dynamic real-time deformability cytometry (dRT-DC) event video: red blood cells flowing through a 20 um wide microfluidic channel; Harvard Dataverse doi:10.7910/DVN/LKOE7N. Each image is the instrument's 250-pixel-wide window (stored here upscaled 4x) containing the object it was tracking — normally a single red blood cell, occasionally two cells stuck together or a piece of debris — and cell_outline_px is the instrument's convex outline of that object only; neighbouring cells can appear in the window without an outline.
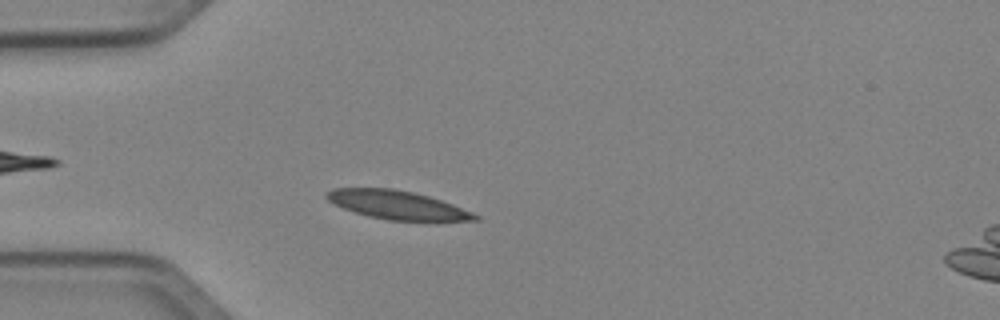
{"species": "Egyptian fruit bat (a non-hibernating species)", "species_latin": "Rousettus aegyptiacus", "temperature_condition": "cold", "stored_images_in_passage": 46, "camera_frame_rate_fps": 3000, "um_per_image_px": 0.085, "animal": {"sex": "female"}, "frame": {"image": 1, "passage_image": 10, "time_ms": 3.0, "image_size_px": [1000, 320], "cell_outline_px": [[480, 220], [436, 224], [388, 220], [368, 216], [344, 208], [328, 200], [324, 196], [324, 192], [332, 188], [392, 188], [412, 192], [428, 196], [452, 204], [472, 212], [480, 216]], "centroid_in_image_um": [33.89, 17.48], "position_along_channel_um": 51.1, "area_um2": 25.66}}
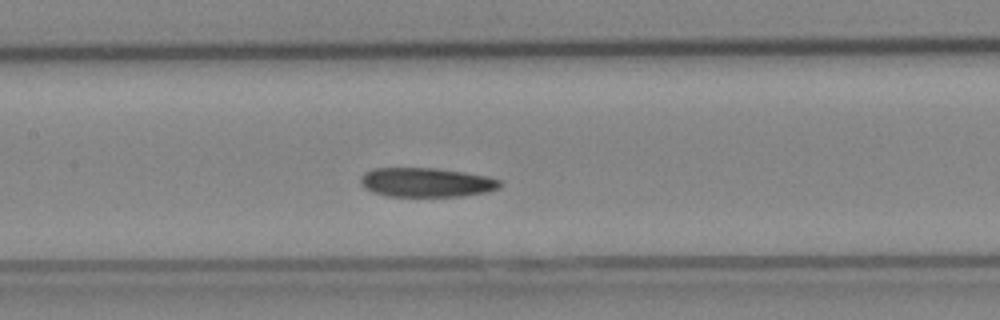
{"frame": {"image": 2, "passage_image": 20, "time_ms": 6.333, "image_size_px": [1000, 320], "cell_outline_px": [[504, 184], [500, 188], [488, 192], [464, 196], [388, 196], [364, 188], [360, 184], [360, 180], [364, 172], [372, 168], [432, 168], [464, 172], [484, 176], [500, 180]], "centroid_in_image_um": [36.26, 15.5], "position_along_channel_um": 171.1, "area_um2": 23.76}}
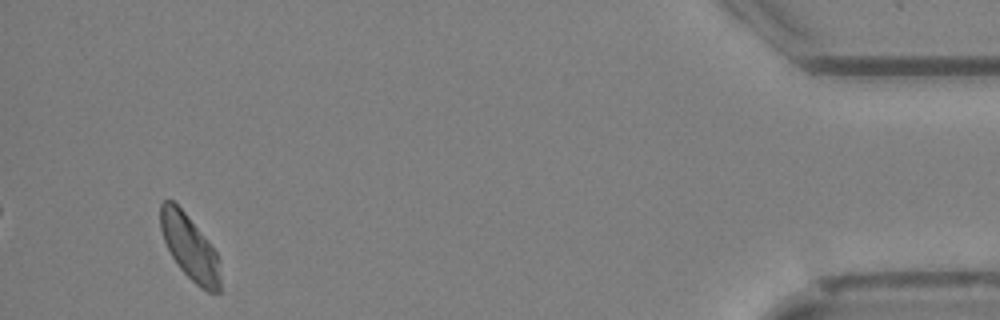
{"frame": {"image": 3, "passage_image": 44, "time_ms": 14.333, "image_size_px": [1000, 320], "cell_outline_px": [[220, 292], [208, 292], [200, 288], [180, 268], [172, 256], [164, 240], [160, 228], [160, 204], [164, 200], [172, 200], [184, 212], [208, 240], [216, 252], [220, 276]], "centroid_in_image_um": [16.11, 21.02], "position_along_channel_um": 419.1, "area_um2": 22.2}, "authors_computed_cell_mechanics": {"area_um2": 24.0448, "velocity_mm_per_s": 3.9894, "shape_relaxation_time_tau1_ms": 4.0866, "shape_relaxation_time_tau2_ms": 10.0863, "deformation_change_tau1": 0.0909, "deformation_change_tau2": 0.1476}}